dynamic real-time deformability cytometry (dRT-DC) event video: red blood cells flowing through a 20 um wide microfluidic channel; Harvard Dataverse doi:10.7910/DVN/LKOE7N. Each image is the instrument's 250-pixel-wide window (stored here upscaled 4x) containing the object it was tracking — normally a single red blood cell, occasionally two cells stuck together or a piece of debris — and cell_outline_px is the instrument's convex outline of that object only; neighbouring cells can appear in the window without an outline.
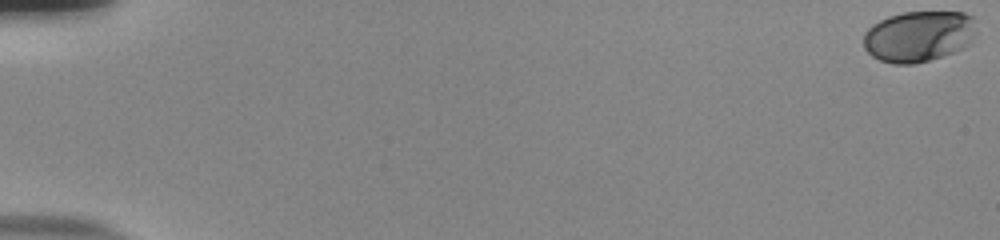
{"species": "human", "species_latin": "Homo sapiens", "temperature_condition": "room temperature", "stored_images_in_passage": 56, "camera_frame_rate_fps": 3000, "um_per_image_px": 0.085, "donor": {"sex": "male"}, "frame": {"image": 1, "passage_image": 1, "time_ms": 0.0, "image_size_px": [1000, 240], "cell_outline_px": [[976, 36], [964, 48], [928, 60], [912, 64], [892, 64], [880, 60], [872, 56], [864, 48], [864, 32], [872, 24], [888, 16], [904, 12], [964, 12], [972, 16], [976, 32]], "centroid_in_image_um": [78.08, 3.08], "position_along_channel_um": 6.9, "area_um2": 33.58}}
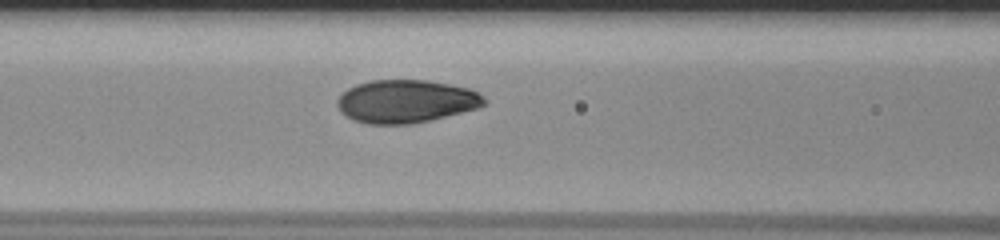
{"frame": {"image": 2, "passage_image": 26, "time_ms": 8.333, "image_size_px": [1000, 240], "cell_outline_px": [[488, 100], [484, 104], [476, 108], [412, 124], [368, 124], [352, 120], [340, 112], [336, 104], [336, 100], [348, 88], [356, 84], [372, 80], [428, 80], [468, 88], [484, 96]], "centroid_in_image_um": [34.46, 8.61], "position_along_channel_um": 132.1, "area_um2": 36.7}}
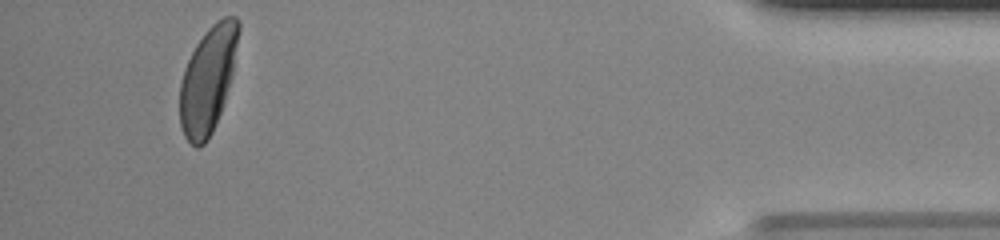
{"frame": {"image": 3, "passage_image": 53, "time_ms": 17.333, "image_size_px": [1000, 240], "cell_outline_px": [[240, 28], [232, 76], [224, 104], [212, 132], [208, 140], [204, 144], [196, 148], [184, 136], [180, 124], [180, 84], [184, 68], [196, 44], [208, 28], [216, 20], [224, 16], [236, 16], [240, 20]], "centroid_in_image_um": [17.68, 6.76], "position_along_channel_um": 417.5, "area_um2": 36.47}, "authors_computed_cell_mechanics": {"area_um2": 36.2117, "velocity_mm_per_s": 3.8253, "shape_relaxation_time_tau1_ms": 3.6059, "shape_relaxation_time_tau2_ms": null, "deformation_change_tau1": 0.1694, "deformation_change_tau2": null}}